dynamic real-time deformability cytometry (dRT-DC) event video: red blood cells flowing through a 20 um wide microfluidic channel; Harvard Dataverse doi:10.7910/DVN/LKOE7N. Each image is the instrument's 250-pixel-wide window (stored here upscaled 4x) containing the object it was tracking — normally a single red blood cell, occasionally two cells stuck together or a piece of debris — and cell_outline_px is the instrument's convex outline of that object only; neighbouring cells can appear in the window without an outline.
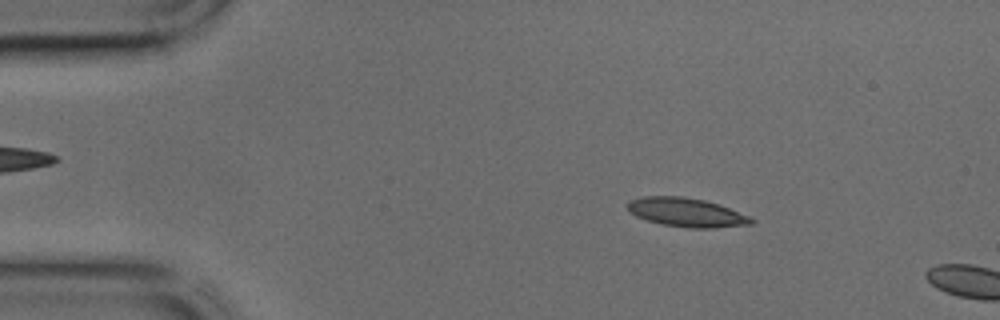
{"species": "common noctule bat (a hibernating species)", "species_latin": "Nyctalus noctula", "temperature_condition": "cold", "stored_images_in_passage": 8, "camera_frame_rate_fps": 3000, "um_per_image_px": 0.085, "animal": {"sex": "male", "body_mass_g": 17.9, "forearm_length_mm": 54.2}, "frame": {"image": 1, "passage_image": 6, "time_ms": 1.667, "image_size_px": [1000, 320], "cell_outline_px": [[756, 220], [752, 224], [716, 228], [688, 228], [664, 224], [648, 220], [636, 216], [628, 212], [628, 200], [644, 196], [684, 196], [704, 200], [752, 216]], "centroid_in_image_um": [58.37, 18.05], "position_along_channel_um": 26.6, "area_um2": 20.87}}